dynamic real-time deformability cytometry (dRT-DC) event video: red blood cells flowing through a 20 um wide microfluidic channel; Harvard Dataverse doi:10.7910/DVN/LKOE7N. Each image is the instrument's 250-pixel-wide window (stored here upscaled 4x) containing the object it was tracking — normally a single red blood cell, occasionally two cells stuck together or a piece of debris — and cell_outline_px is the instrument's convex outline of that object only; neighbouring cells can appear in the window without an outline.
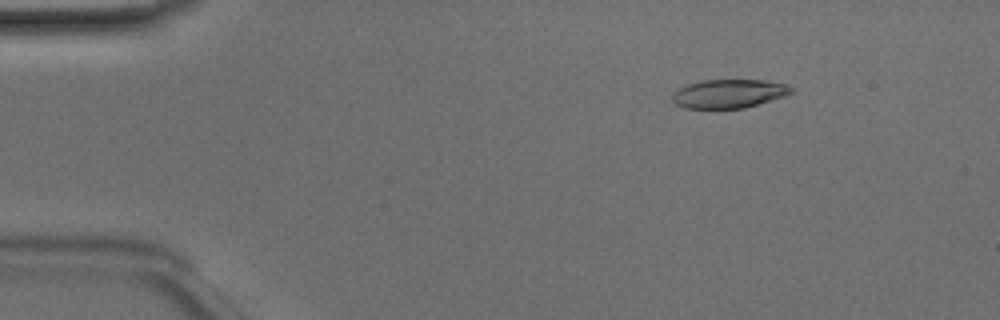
{"species": "Egyptian fruit bat (a non-hibernating species)", "species_latin": "Rousettus aegyptiacus", "temperature_condition": "room temperature", "stored_images_in_passage": 33, "camera_frame_rate_fps": 3000, "um_per_image_px": 0.085, "animal": {"sex": "male"}, "frame": {"image": 1, "passage_image": 7, "time_ms": 2.0, "image_size_px": [1000, 320], "cell_outline_px": [[792, 92], [784, 96], [744, 108], [684, 108], [676, 104], [672, 100], [672, 96], [680, 88], [688, 84], [700, 80], [764, 80], [788, 84], [792, 88]], "centroid_in_image_um": [61.96, 7.95], "position_along_channel_um": 23.0, "area_um2": 19.71}}
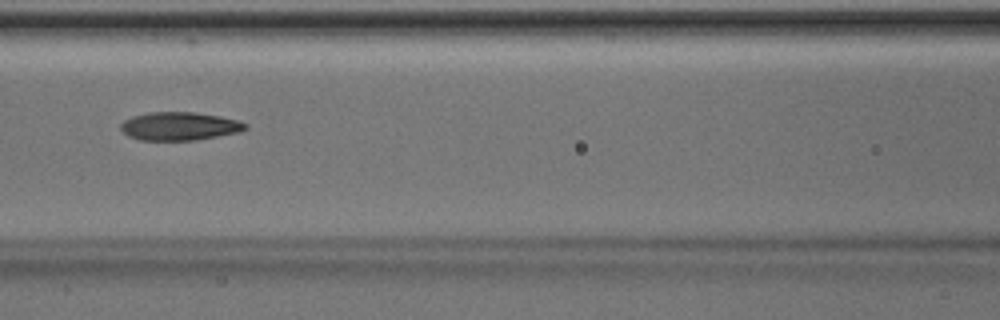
{"frame": {"image": 2, "passage_image": 22, "time_ms": 7.0, "image_size_px": [1000, 320], "cell_outline_px": [[248, 128], [240, 132], [196, 140], [140, 140], [128, 136], [120, 128], [120, 124], [124, 120], [132, 116], [148, 112], [196, 112], [220, 116], [240, 120], [248, 124]], "centroid_in_image_um": [15.28, 10.72], "position_along_channel_um": 151.3, "area_um2": 20.75}}
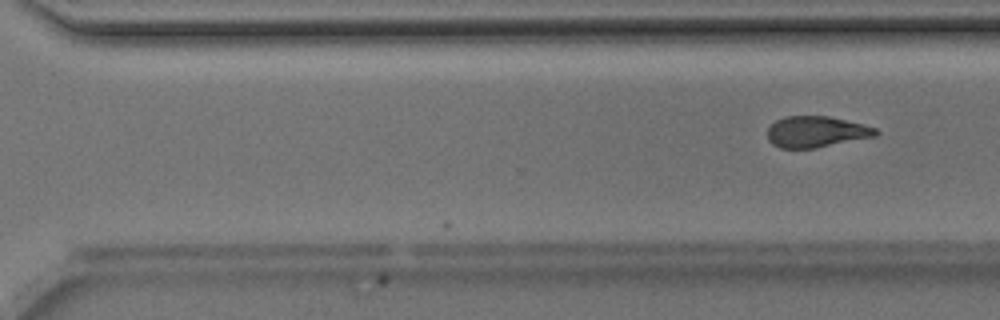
{"frame": {"image": 3, "passage_image": 33, "time_ms": 10.667, "image_size_px": [1000, 320], "cell_outline_px": [[880, 132], [876, 136], [816, 148], [780, 148], [772, 144], [768, 140], [768, 128], [776, 120], [784, 116], [828, 116], [864, 124], [876, 128]], "centroid_in_image_um": [69.39, 11.2], "position_along_channel_um": 301.2, "area_um2": 19.71}}